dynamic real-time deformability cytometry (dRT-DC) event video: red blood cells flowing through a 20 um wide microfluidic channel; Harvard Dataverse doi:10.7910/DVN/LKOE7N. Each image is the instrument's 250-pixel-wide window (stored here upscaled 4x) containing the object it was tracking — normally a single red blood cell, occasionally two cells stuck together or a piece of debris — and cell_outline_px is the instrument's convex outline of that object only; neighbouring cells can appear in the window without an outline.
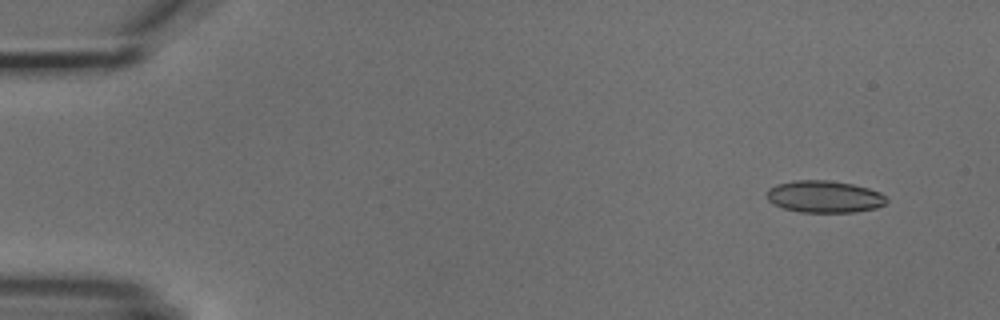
{"species": "common noctule bat (a hibernating species)", "species_latin": "Nyctalus noctula", "temperature_condition": "cold", "stored_images_in_passage": 4, "camera_frame_rate_fps": 3000, "um_per_image_px": 0.085, "animal": {"sex": "male", "body_mass_g": 18.8}, "frame": {"image": 1, "passage_image": 1, "time_ms": 0.0, "image_size_px": [1000, 320], "cell_outline_px": [[888, 200], [884, 204], [876, 208], [856, 212], [800, 212], [784, 208], [772, 204], [768, 200], [768, 188], [776, 184], [796, 180], [828, 180], [852, 184], [868, 188], [880, 192]], "centroid_in_image_um": [70.06, 16.71], "position_along_channel_um": 14.9, "area_um2": 22.31}}